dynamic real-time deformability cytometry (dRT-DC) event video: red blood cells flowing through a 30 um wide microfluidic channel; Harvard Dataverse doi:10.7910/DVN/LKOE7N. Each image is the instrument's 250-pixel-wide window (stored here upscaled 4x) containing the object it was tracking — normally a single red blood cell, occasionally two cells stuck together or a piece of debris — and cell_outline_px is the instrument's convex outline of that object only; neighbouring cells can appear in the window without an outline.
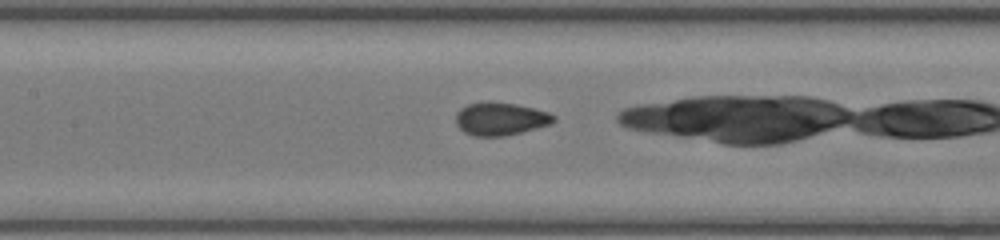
{"species": "common noctule bat (a hibernating species)", "species_latin": "Nyctalus noctula", "temperature_condition": "room temperature", "stored_images_in_passage": 35, "camera_frame_rate_fps": 3000, "um_per_image_px": 0.085, "animal": {"sex": "female", "body_mass_g": 17.0, "forearm_length_mm": 48.0}, "frame": {"image": 1, "passage_image": 19, "time_ms": 6.0, "image_size_px": [1000, 240], "cell_outline_px": [[556, 120], [552, 124], [504, 136], [472, 136], [464, 132], [456, 124], [456, 112], [460, 108], [468, 104], [488, 100], [516, 104], [548, 112], [556, 116]], "centroid_in_image_um": [42.52, 10.09], "position_along_channel_um": 164.9, "area_um2": 18.96}}
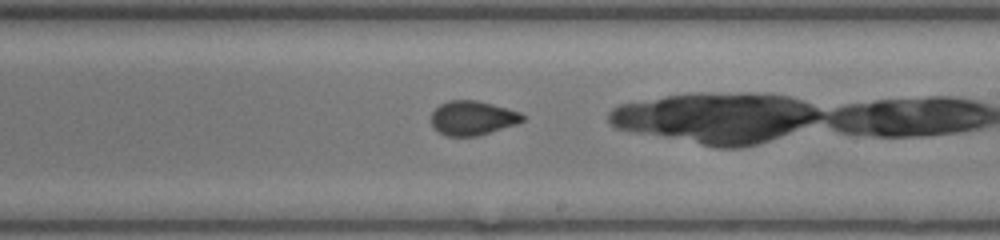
{"frame": {"image": 2, "passage_image": 25, "time_ms": 8.0, "image_size_px": [1000, 240], "cell_outline_px": [[524, 120], [516, 124], [476, 136], [444, 136], [432, 124], [432, 112], [440, 104], [448, 100], [476, 100], [492, 104], [520, 112], [524, 116]], "centroid_in_image_um": [40.16, 10.02], "position_along_channel_um": 248.8, "area_um2": 18.03}}